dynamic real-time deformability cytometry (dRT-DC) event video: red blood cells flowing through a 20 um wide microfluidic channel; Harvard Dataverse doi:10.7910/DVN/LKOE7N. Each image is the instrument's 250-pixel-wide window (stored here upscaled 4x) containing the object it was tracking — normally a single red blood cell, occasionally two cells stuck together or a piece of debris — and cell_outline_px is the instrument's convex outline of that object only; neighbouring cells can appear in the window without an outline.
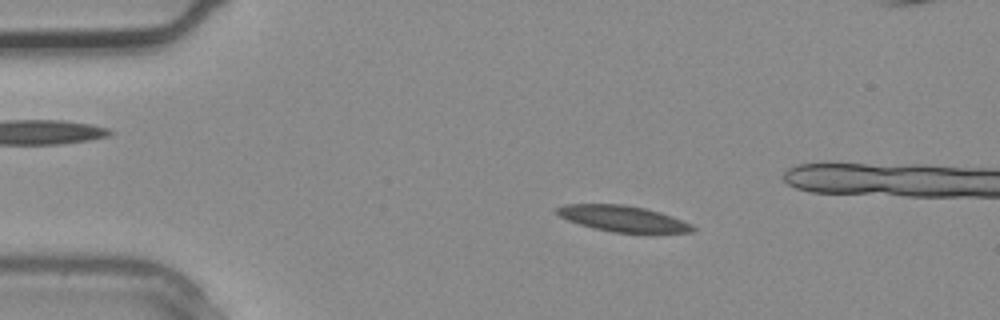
{"species": "common noctule bat (a hibernating species)", "species_latin": "Nyctalus noctula", "temperature_condition": "warm", "stored_images_in_passage": 3, "camera_frame_rate_fps": 3000, "um_per_image_px": 0.085, "animal": {"sex": "male", "body_mass_g": 20.4}, "frame": {"image": 1, "passage_image": 1, "time_ms": 0.0, "image_size_px": [1000, 320], "cell_outline_px": [[696, 232], [648, 236], [644, 236], [612, 232], [580, 224], [568, 220], [560, 216], [556, 212], [556, 208], [564, 204], [624, 204], [644, 208], [660, 212], [672, 216], [692, 224], [696, 228]], "centroid_in_image_um": [53.1, 18.64], "position_along_channel_um": 31.9, "area_um2": 21.56}}